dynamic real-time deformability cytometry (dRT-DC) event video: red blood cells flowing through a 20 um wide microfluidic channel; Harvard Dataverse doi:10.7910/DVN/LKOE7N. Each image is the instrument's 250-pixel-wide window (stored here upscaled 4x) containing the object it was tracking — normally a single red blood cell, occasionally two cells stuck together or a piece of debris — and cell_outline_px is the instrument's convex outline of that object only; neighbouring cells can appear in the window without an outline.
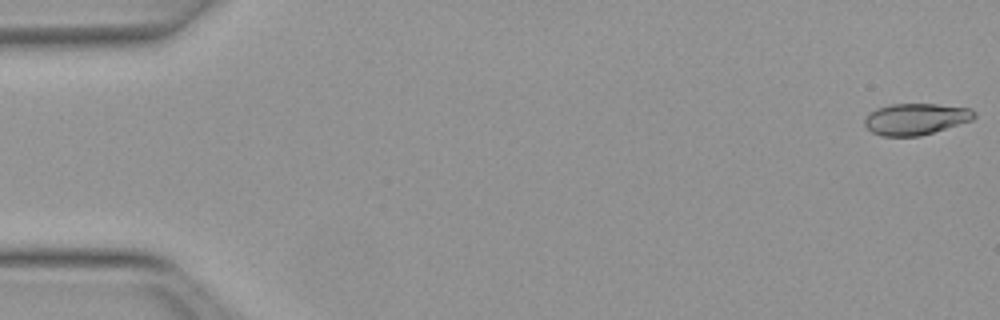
{"species": "Egyptian fruit bat (a non-hibernating species)", "species_latin": "Rousettus aegyptiacus", "temperature_condition": "warm", "stored_images_in_passage": 27, "camera_frame_rate_fps": 3000, "um_per_image_px": 0.085, "animal": {"sex": "female"}, "frame": {"image": 1, "passage_image": 1, "time_ms": 0.0, "image_size_px": [1000, 320], "cell_outline_px": [[976, 116], [972, 120], [920, 136], [880, 136], [872, 132], [864, 124], [864, 116], [868, 112], [876, 108], [888, 104], [936, 104], [972, 108], [976, 112]], "centroid_in_image_um": [77.81, 10.1], "position_along_channel_um": 7.2, "area_um2": 20.29}}
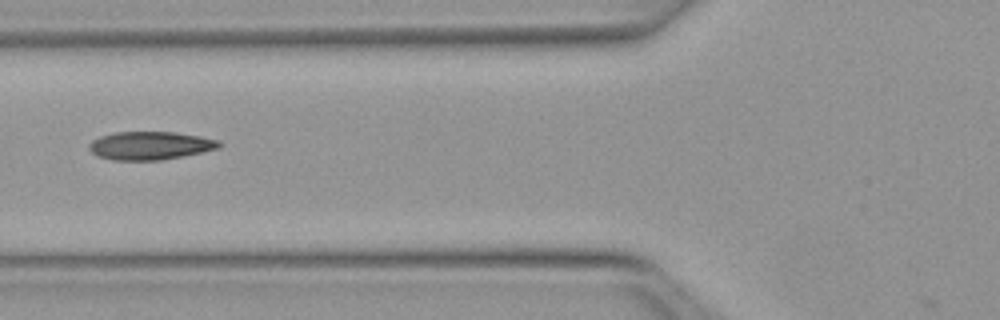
{"frame": {"image": 2, "passage_image": 20, "time_ms": 6.333, "image_size_px": [1000, 320], "cell_outline_px": [[224, 144], [220, 148], [184, 156], [160, 160], [112, 160], [96, 156], [88, 148], [88, 144], [92, 140], [100, 136], [116, 132], [176, 132], [200, 136], [220, 140]], "centroid_in_image_um": [12.79, 12.37], "position_along_channel_um": 113.0, "area_um2": 21.62}}
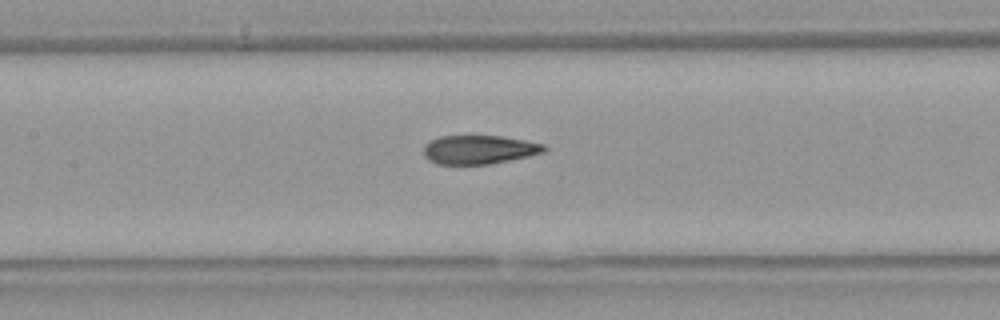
{"frame": {"image": 3, "passage_image": 24, "time_ms": 7.667, "image_size_px": [1000, 320], "cell_outline_px": [[548, 148], [544, 152], [528, 156], [488, 164], [436, 164], [428, 160], [424, 156], [424, 144], [440, 136], [500, 136], [524, 140], [544, 144]], "centroid_in_image_um": [40.7, 12.72], "position_along_channel_um": 166.7, "area_um2": 20.11}}